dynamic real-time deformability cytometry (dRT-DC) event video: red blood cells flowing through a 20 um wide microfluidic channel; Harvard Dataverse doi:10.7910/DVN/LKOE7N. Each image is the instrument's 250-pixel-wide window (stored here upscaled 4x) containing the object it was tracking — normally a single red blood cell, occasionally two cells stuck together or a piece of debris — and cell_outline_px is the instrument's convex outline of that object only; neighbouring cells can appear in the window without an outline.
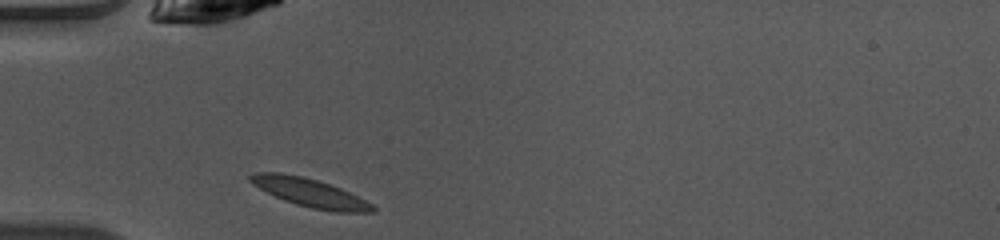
{"species": "common noctule bat (a hibernating species)", "species_latin": "Nyctalus noctula", "temperature_condition": "warm", "stored_images_in_passage": 35, "camera_frame_rate_fps": 3000, "um_per_image_px": 0.085, "animal": {"sex": "female", "body_mass_g": 10.0, "forearm_length_mm": 53.1}, "frame": {"image": 1, "passage_image": 1, "time_ms": 0.0, "image_size_px": [1000, 240], "cell_outline_px": [[376, 212], [336, 212], [312, 208], [296, 204], [284, 200], [252, 184], [248, 180], [248, 176], [256, 172], [280, 172], [300, 176], [316, 180], [340, 188], [372, 204], [376, 208]], "centroid_in_image_um": [26.32, 16.38], "position_along_channel_um": 58.7, "area_um2": 19.88}}
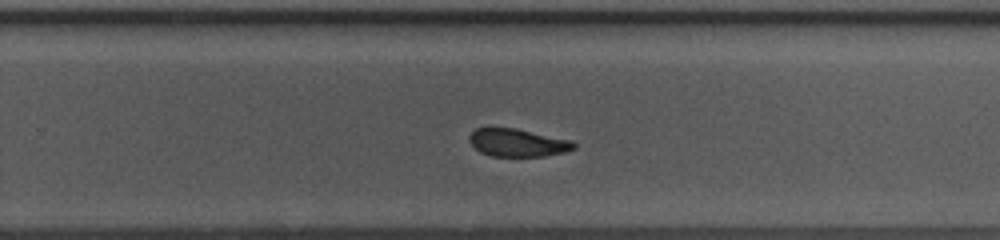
{"frame": {"image": 2, "passage_image": 18, "time_ms": 5.667, "image_size_px": [1000, 240], "cell_outline_px": [[576, 148], [564, 152], [544, 156], [492, 156], [480, 152], [468, 140], [468, 136], [476, 128], [488, 124], [516, 128], [572, 140], [576, 144]], "centroid_in_image_um": [43.94, 12.08], "position_along_channel_um": 285.9, "area_um2": 17.51}}
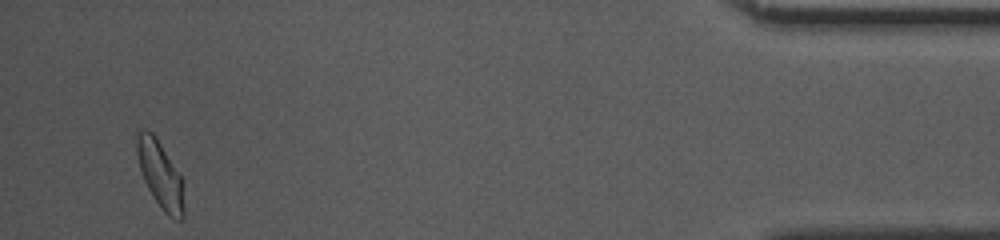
{"frame": {"image": 3, "passage_image": 33, "time_ms": 10.667, "image_size_px": [1000, 240], "cell_outline_px": [[184, 216], [180, 220], [176, 220], [168, 216], [164, 212], [152, 196], [144, 180], [140, 168], [136, 152], [136, 136], [140, 128], [144, 128], [152, 132], [156, 136], [180, 176], [184, 208]], "centroid_in_image_um": [13.59, 14.82], "position_along_channel_um": 421.6, "area_um2": 18.15}, "authors_computed_cell_mechanics": {"area_um2": 18.207, "velocity_mm_per_s": 4.0925, "shape_relaxation_time_tau1_ms": 10.2347, "shape_relaxation_time_tau2_ms": 2.0103, "deformation_change_tau1": 0.2349, "deformation_change_tau2": 0.0802}}